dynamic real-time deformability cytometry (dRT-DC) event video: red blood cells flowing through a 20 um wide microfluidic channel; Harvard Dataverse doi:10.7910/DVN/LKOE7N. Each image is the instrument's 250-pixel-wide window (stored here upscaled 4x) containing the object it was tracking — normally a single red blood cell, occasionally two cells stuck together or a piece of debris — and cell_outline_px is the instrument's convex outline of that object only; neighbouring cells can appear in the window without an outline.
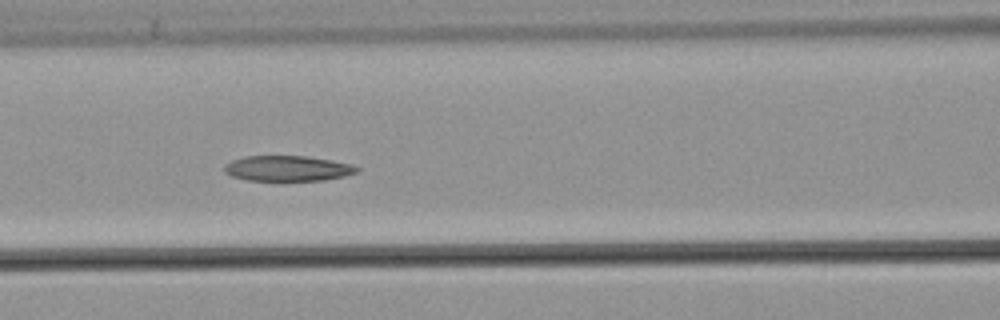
{"species": "common noctule bat (a hibernating species)", "species_latin": "Nyctalus noctula", "temperature_condition": "warm", "stored_images_in_passage": 54, "camera_frame_rate_fps": 3000, "um_per_image_px": 0.085, "animal": {"sex": "male", "body_mass_g": 21.5, "forearm_length_mm": 52.0}, "frame": {"image": 1, "passage_image": 24, "time_ms": 7.667, "image_size_px": [1000, 320], "cell_outline_px": [[360, 168], [356, 172], [344, 176], [324, 180], [248, 180], [232, 176], [224, 172], [224, 164], [232, 160], [244, 156], [308, 156], [332, 160], [352, 164]], "centroid_in_image_um": [24.44, 14.3], "position_along_channel_um": 142.2, "area_um2": 19.59}, "authors_computed_cell_mechanics": {"area_um2": 21.386, "velocity_mm_per_s": 3.825, "shape_relaxation_time_tau1_ms": 7.9249, "shape_relaxation_time_tau2_ms": null, "deformation_change_tau1": 0.1426, "deformation_change_tau2": null}}